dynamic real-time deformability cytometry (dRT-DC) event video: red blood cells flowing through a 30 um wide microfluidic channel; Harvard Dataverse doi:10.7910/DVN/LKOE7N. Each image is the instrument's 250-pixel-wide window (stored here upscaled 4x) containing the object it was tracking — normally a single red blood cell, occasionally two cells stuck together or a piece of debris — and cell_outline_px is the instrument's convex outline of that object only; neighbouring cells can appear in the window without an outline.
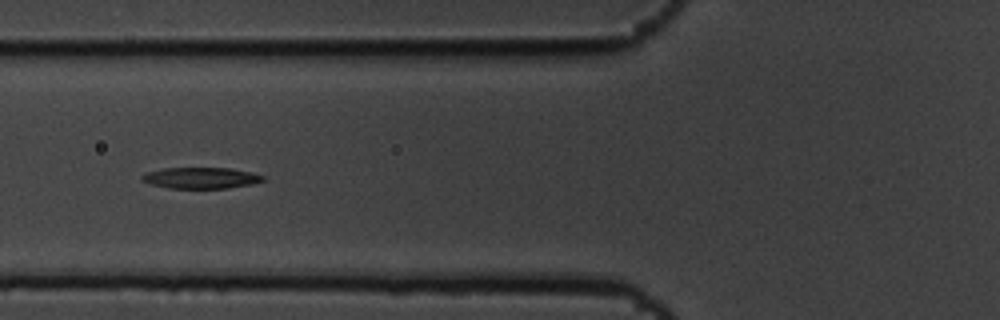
{"species": "common noctule bat (a hibernating species)", "species_latin": "Nyctalus noctula", "temperature_condition": "cold", "stored_images_in_passage": 10, "camera_frame_rate_fps": 3000, "um_per_image_px": 0.085, "animal": {"sex": "male", "body_mass_g": 19.5, "forearm_length_mm": 54.6}, "frame": {"image": 1, "passage_image": 5, "time_ms": 1.333, "image_size_px": [1000, 320], "cell_outline_px": [[264, 180], [252, 184], [228, 188], [168, 188], [152, 184], [140, 180], [140, 176], [144, 172], [160, 168], [228, 168], [252, 172], [264, 176]], "centroid_in_image_um": [17.02, 15.12], "position_along_channel_um": 108.8, "area_um2": 15.03}}
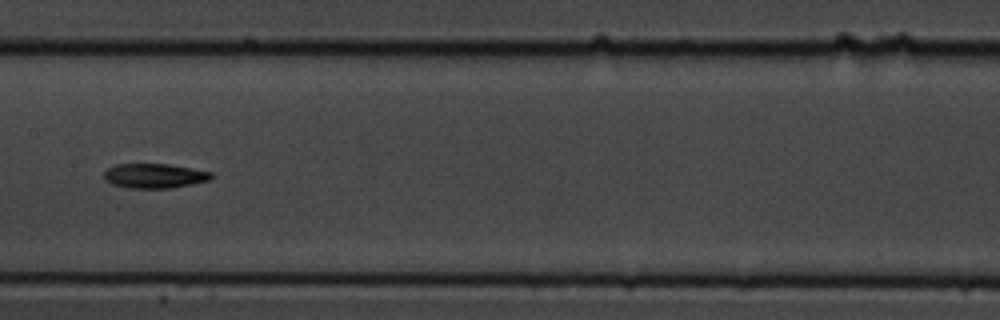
{"frame": {"image": 2, "passage_image": 7, "time_ms": 2.0, "image_size_px": [1000, 320], "cell_outline_px": [[212, 176], [208, 180], [172, 188], [128, 188], [112, 184], [104, 180], [104, 172], [108, 168], [116, 164], [168, 164], [192, 168], [212, 172]], "centroid_in_image_um": [13.09, 14.94], "position_along_channel_um": 194.3, "area_um2": 15.32}}
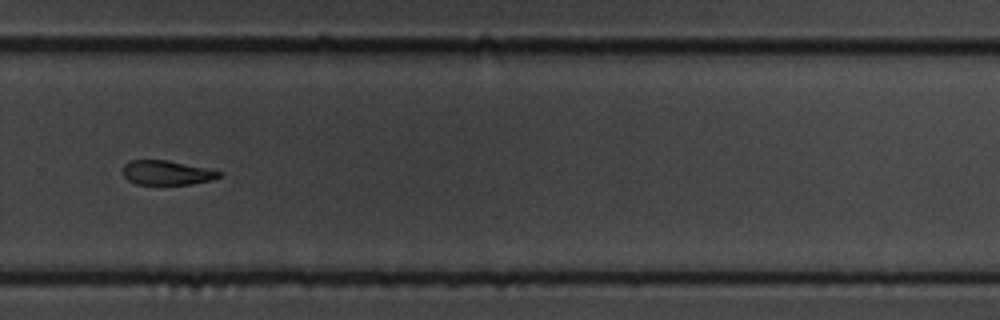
{"frame": {"image": 3, "passage_image": 10, "time_ms": 3.0, "image_size_px": [1000, 320], "cell_outline_px": [[224, 172], [220, 176], [208, 180], [192, 184], [136, 184], [128, 180], [124, 176], [124, 164], [128, 160], [168, 160], [208, 168]], "centroid_in_image_um": [14.18, 14.67], "position_along_channel_um": 315.6, "area_um2": 13.64}}